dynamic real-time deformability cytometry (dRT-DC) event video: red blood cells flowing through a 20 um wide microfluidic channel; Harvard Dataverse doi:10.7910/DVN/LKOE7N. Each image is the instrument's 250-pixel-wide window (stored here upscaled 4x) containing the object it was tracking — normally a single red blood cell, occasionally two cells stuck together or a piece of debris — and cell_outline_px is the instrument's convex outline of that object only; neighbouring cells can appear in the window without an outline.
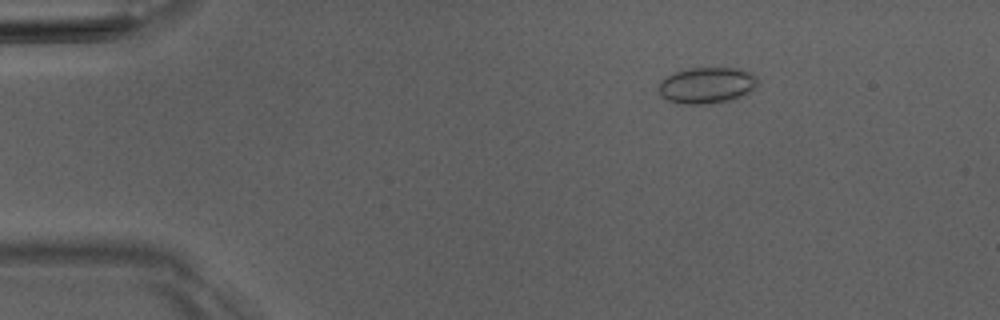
{"species": "Egyptian fruit bat (a non-hibernating species)", "species_latin": "Rousettus aegyptiacus", "temperature_condition": "room temperature", "stored_images_in_passage": 4, "camera_frame_rate_fps": 3000, "um_per_image_px": 0.085, "animal": {"sex": "male"}, "frame": {"image": 1, "passage_image": 2, "time_ms": 1.333, "image_size_px": [1000, 320], "cell_outline_px": [[756, 88], [732, 100], [708, 104], [676, 104], [660, 96], [656, 88], [660, 80], [664, 76], [688, 68], [736, 68], [748, 72], [756, 76]], "centroid_in_image_um": [59.99, 7.26], "position_along_channel_um": 25.0, "area_um2": 21.15}}